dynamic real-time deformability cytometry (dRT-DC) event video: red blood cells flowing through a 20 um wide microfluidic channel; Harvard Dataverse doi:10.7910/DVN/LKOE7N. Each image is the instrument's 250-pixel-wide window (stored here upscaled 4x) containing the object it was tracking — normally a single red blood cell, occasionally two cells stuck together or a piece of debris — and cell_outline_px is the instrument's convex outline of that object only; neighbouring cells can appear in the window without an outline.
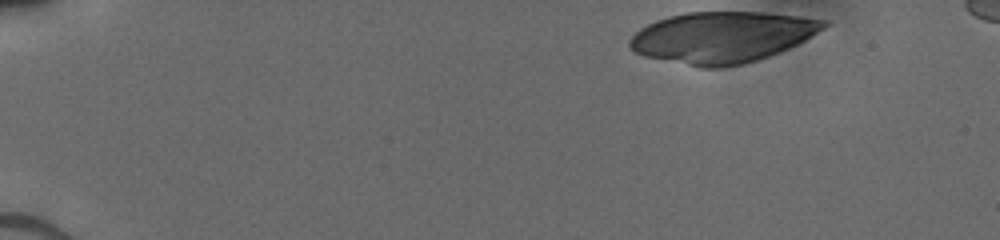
{"species": "human", "species_latin": "Homo sapiens", "temperature_condition": "cold", "stored_images_in_passage": 40, "camera_frame_rate_fps": 3000, "um_per_image_px": 0.085, "donor": {"sex": "male"}, "frame": {"image": 1, "passage_image": 1, "time_ms": 0.0, "image_size_px": [1000, 240], "cell_outline_px": [[828, 24], [824, 28], [804, 40], [788, 48], [768, 56], [744, 64], [720, 68], [700, 68], [644, 56], [636, 52], [628, 44], [628, 40], [640, 28], [656, 20], [668, 16], [684, 12], [760, 12], [800, 16], [828, 20]], "centroid_in_image_um": [61.36, 3.16], "position_along_channel_um": 23.6, "area_um2": 57.74}}